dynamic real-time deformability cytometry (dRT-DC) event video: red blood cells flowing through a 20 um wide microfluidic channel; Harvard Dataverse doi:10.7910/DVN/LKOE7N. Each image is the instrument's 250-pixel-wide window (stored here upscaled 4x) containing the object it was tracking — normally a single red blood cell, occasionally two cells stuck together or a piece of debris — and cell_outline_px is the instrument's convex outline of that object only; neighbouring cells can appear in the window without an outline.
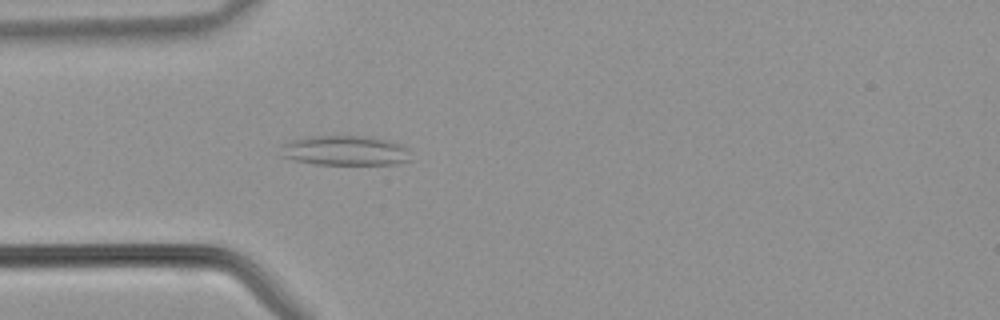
{"species": "common noctule bat (a hibernating species)", "species_latin": "Nyctalus noctula", "temperature_condition": "warm", "stored_images_in_passage": 42, "camera_frame_rate_fps": 3000, "um_per_image_px": 0.085, "animal": {"sex": "male", "body_mass_g": 21.5, "forearm_length_mm": 52.0}, "frame": {"image": 1, "passage_image": 12, "time_ms": 3.667, "image_size_px": [1000, 320], "cell_outline_px": [[412, 160], [396, 164], [316, 164], [292, 160], [280, 156], [280, 144], [288, 140], [312, 136], [372, 136], [388, 140], [400, 144], [408, 148]], "centroid_in_image_um": [29.31, 12.79], "position_along_channel_um": 55.7, "area_um2": 23.06}}
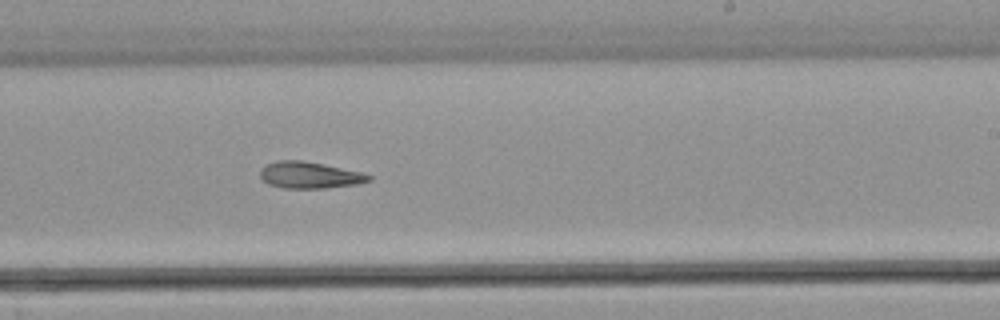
{"frame": {"image": 2, "passage_image": 25, "time_ms": 8.0, "image_size_px": [1000, 320], "cell_outline_px": [[372, 180], [356, 184], [324, 188], [284, 188], [268, 184], [260, 176], [260, 168], [276, 160], [300, 160], [360, 172], [372, 176]], "centroid_in_image_um": [26.28, 14.89], "position_along_channel_um": 262.7, "area_um2": 16.53}}
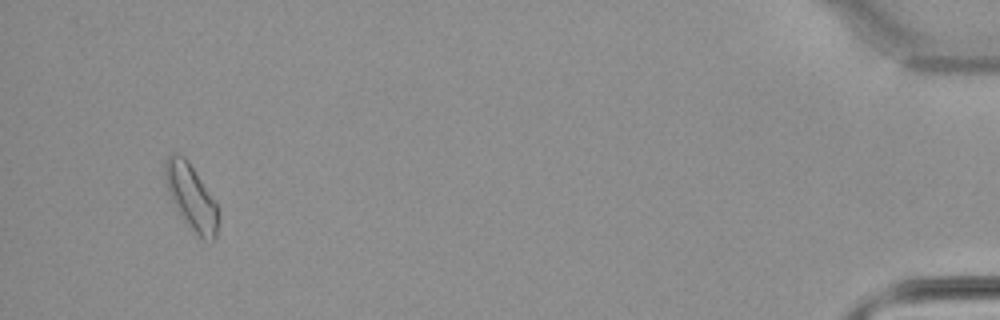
{"frame": {"image": 3, "passage_image": 40, "time_ms": 13.0, "image_size_px": [1000, 320], "cell_outline_px": [[220, 220], [216, 240], [208, 244], [200, 240], [180, 216], [168, 192], [164, 172], [164, 164], [168, 156], [172, 152], [176, 152], [184, 156], [188, 160], [216, 204]], "centroid_in_image_um": [16.28, 16.83], "position_along_channel_um": 418.9, "area_um2": 20.63}}